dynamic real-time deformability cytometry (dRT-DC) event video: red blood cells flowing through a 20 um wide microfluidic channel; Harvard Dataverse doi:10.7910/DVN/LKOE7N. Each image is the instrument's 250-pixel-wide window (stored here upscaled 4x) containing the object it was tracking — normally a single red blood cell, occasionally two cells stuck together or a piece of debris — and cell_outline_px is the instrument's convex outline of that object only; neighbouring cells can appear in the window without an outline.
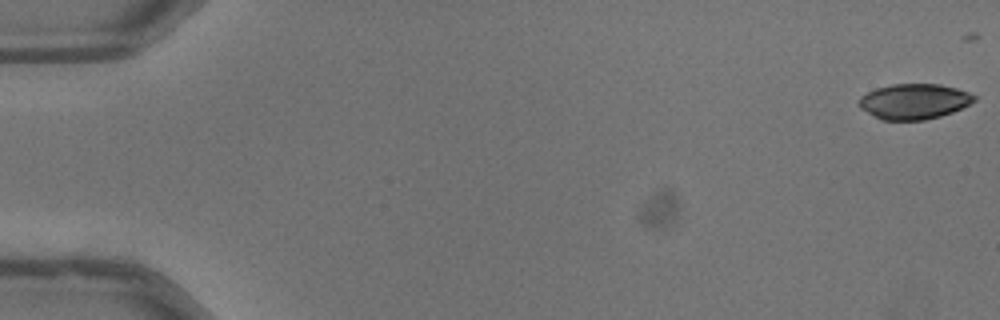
{"species": "common noctule bat (a hibernating species)", "species_latin": "Nyctalus noctula", "temperature_condition": "warm", "stored_images_in_passage": 44, "camera_frame_rate_fps": 3000, "um_per_image_px": 0.085, "animal": {"sex": "male", "body_mass_g": 13.3}, "frame": {"image": 1, "passage_image": 1, "time_ms": 0.0, "image_size_px": [1000, 320], "cell_outline_px": [[976, 100], [952, 112], [940, 116], [924, 120], [880, 120], [860, 108], [860, 96], [876, 88], [892, 84], [940, 84], [956, 88], [968, 92], [976, 96]], "centroid_in_image_um": [77.68, 8.62], "position_along_channel_um": 7.3, "area_um2": 23.64}}
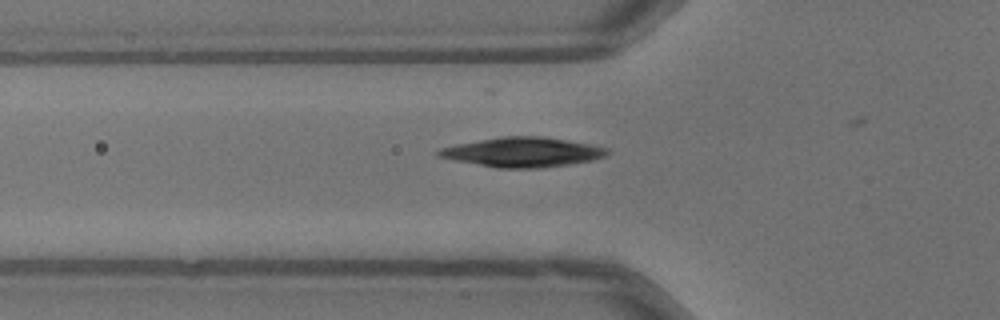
{"frame": {"image": 2, "passage_image": 19, "time_ms": 6.0, "image_size_px": [1000, 320], "cell_outline_px": [[608, 152], [604, 156], [592, 160], [568, 164], [540, 168], [496, 168], [436, 156], [436, 152], [440, 148], [456, 144], [500, 136], [540, 136], [588, 144], [604, 148]], "centroid_in_image_um": [44.34, 12.93], "position_along_channel_um": 81.5, "area_um2": 28.67}}
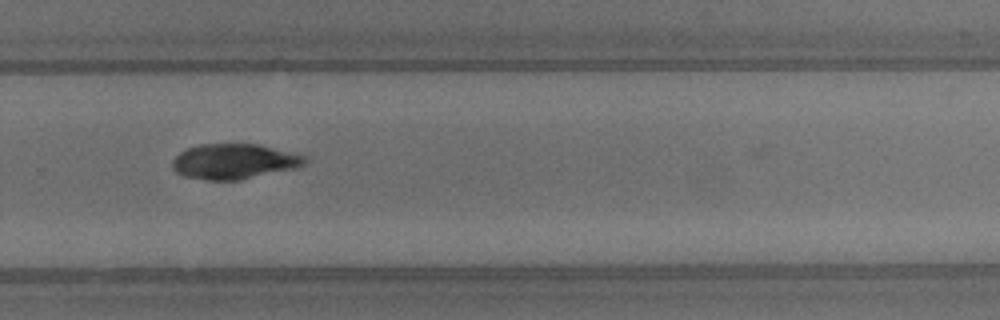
{"frame": {"image": 3, "passage_image": 36, "time_ms": 11.667, "image_size_px": [1000, 320], "cell_outline_px": [[308, 160], [304, 164], [296, 168], [240, 180], [208, 180], [184, 176], [176, 172], [172, 168], [172, 160], [180, 152], [188, 148], [200, 144], [260, 144], [308, 156]], "centroid_in_image_um": [19.93, 13.72], "position_along_channel_um": 309.9, "area_um2": 27.34}}